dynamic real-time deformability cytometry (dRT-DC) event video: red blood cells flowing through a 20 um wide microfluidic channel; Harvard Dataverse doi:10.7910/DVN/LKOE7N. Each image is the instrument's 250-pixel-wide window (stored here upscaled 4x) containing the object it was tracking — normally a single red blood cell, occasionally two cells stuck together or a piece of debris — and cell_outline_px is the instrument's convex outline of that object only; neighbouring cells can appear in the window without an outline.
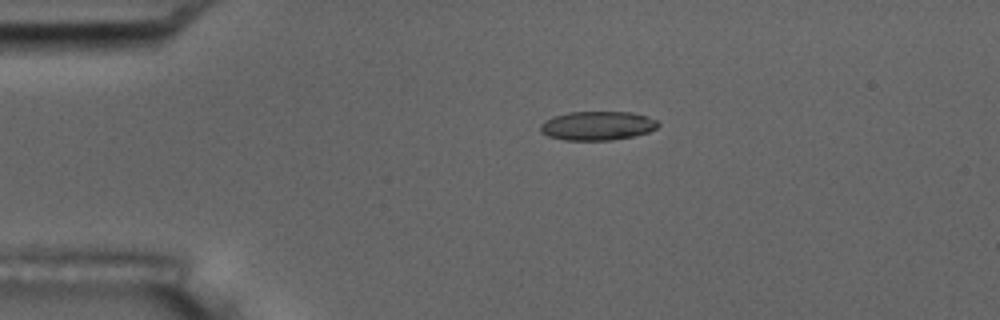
{"species": "common noctule bat (a hibernating species)", "species_latin": "Nyctalus noctula", "temperature_condition": "room temperature", "stored_images_in_passage": 8, "camera_frame_rate_fps": 3000, "um_per_image_px": 0.085, "animal": {"sex": "male", "body_mass_g": 17.5, "forearm_length_mm": 52.3}, "frame": {"image": 1, "passage_image": 3, "time_ms": 3.333, "image_size_px": [1000, 320], "cell_outline_px": [[660, 124], [656, 128], [648, 132], [632, 136], [612, 140], [564, 140], [548, 136], [540, 132], [540, 124], [544, 120], [552, 116], [568, 112], [632, 112], [648, 116], [656, 120]], "centroid_in_image_um": [50.75, 10.68], "position_along_channel_um": 34.3, "area_um2": 20.0}}